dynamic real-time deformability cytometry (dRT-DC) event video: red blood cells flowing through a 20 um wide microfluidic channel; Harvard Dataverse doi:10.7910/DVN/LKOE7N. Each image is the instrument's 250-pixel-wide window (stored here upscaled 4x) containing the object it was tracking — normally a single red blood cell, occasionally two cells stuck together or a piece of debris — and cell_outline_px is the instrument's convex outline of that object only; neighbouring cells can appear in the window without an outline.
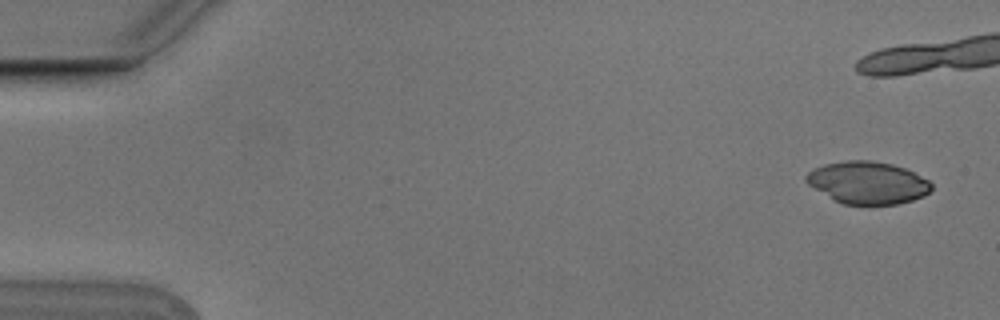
{"species": "Egyptian fruit bat (a non-hibernating species)", "species_latin": "Rousettus aegyptiacus", "temperature_condition": "cold", "stored_images_in_passage": 3, "camera_frame_rate_fps": 3000, "um_per_image_px": 0.085, "animal": {"sex": "male"}, "frame": {"image": 1, "passage_image": 1, "time_ms": 0.0, "image_size_px": [1000, 320], "cell_outline_px": [[932, 188], [924, 196], [912, 200], [896, 204], [844, 204], [832, 200], [808, 184], [804, 180], [804, 176], [812, 168], [824, 164], [844, 160], [872, 160], [892, 164], [904, 168], [928, 180], [932, 184]], "centroid_in_image_um": [73.7, 15.52], "position_along_channel_um": 11.3, "area_um2": 30.98}}